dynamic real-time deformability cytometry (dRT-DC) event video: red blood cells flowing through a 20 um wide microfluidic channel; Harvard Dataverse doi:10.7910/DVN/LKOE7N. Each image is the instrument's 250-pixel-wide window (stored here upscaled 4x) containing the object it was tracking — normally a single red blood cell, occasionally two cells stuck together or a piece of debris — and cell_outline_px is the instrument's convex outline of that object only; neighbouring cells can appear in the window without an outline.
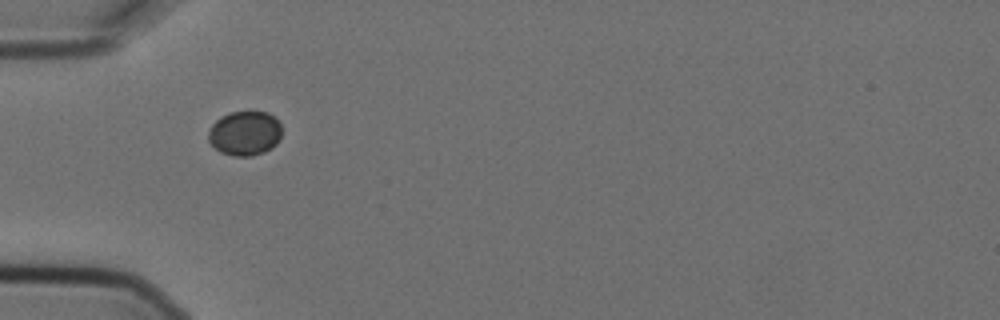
{"species": "Egyptian fruit bat (a non-hibernating species)", "species_latin": "Rousettus aegyptiacus", "temperature_condition": "cold", "stored_images_in_passage": 1, "camera_frame_rate_fps": 3000, "um_per_image_px": 0.085, "animal": {"sex": "female"}, "frame": {"image": 1, "passage_image": 1, "time_ms": 0.0, "image_size_px": [1000, 320], "cell_outline_px": [[280, 136], [276, 144], [272, 148], [264, 152], [252, 156], [232, 156], [220, 152], [208, 140], [208, 132], [212, 124], [220, 116], [232, 112], [268, 112], [276, 116], [280, 124]], "centroid_in_image_um": [20.81, 11.33], "position_along_channel_um": 64.2, "area_um2": 19.13}}